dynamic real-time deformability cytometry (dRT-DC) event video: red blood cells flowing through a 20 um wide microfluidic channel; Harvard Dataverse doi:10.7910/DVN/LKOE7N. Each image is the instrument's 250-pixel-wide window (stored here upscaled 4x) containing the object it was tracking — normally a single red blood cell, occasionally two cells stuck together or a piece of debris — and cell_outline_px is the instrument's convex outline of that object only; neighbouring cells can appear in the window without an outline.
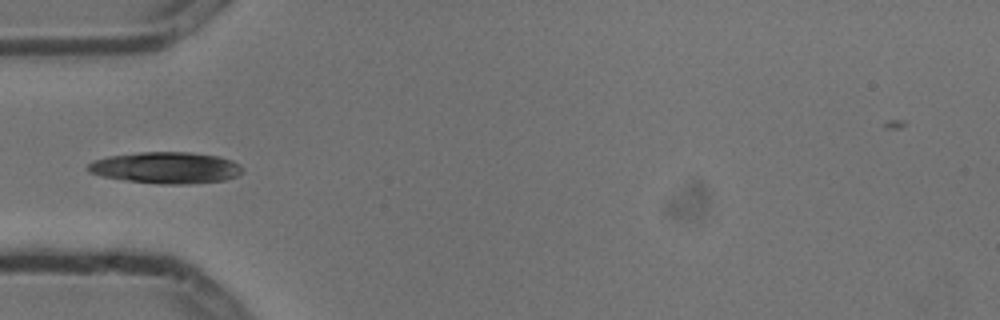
{"species": "common noctule bat (a hibernating species)", "species_latin": "Nyctalus noctula", "temperature_condition": "cold", "stored_images_in_passage": 8, "camera_frame_rate_fps": 3000, "um_per_image_px": 0.085, "animal": {"sex": "male", "body_mass_g": 13.3}, "frame": {"image": 1, "passage_image": 4, "time_ms": 1.0, "image_size_px": [1000, 320], "cell_outline_px": [[244, 172], [236, 176], [224, 180], [188, 184], [160, 184], [128, 180], [104, 176], [88, 172], [88, 164], [96, 160], [108, 156], [140, 152], [188, 152], [220, 156], [232, 160], [240, 164], [244, 168]], "centroid_in_image_um": [14.18, 14.25], "position_along_channel_um": 70.8, "area_um2": 28.26}}
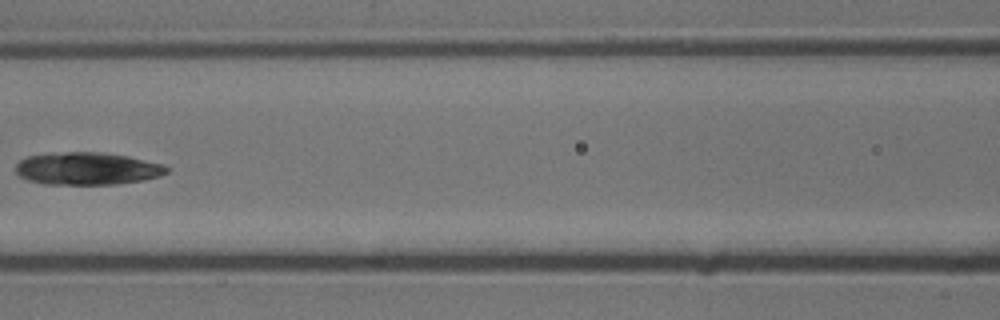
{"frame": {"image": 2, "passage_image": 6, "time_ms": 1.667, "image_size_px": [1000, 320], "cell_outline_px": [[168, 172], [160, 176], [144, 180], [116, 184], [44, 184], [28, 180], [20, 176], [16, 172], [16, 164], [20, 160], [28, 156], [68, 152], [100, 152], [128, 156], [160, 164], [168, 168]], "centroid_in_image_um": [7.4, 14.34], "position_along_channel_um": 159.2, "area_um2": 28.32}}
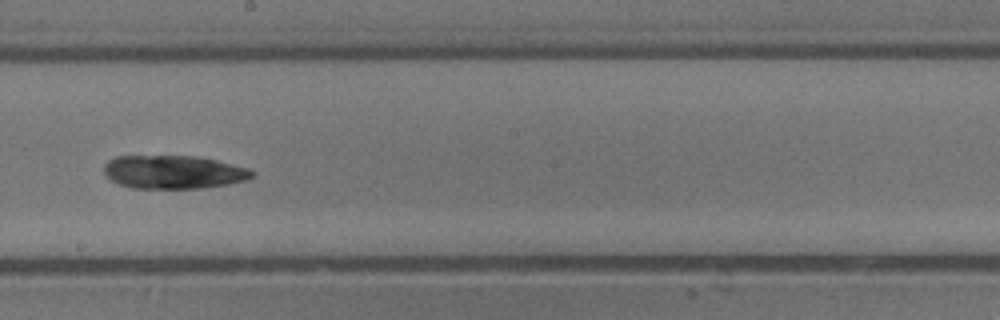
{"frame": {"image": 3, "passage_image": 8, "time_ms": 2.333, "image_size_px": [1000, 320], "cell_outline_px": [[256, 176], [244, 180], [228, 184], [200, 188], [132, 188], [120, 184], [112, 180], [104, 172], [104, 164], [108, 160], [116, 156], [196, 156], [216, 160], [248, 168], [256, 172]], "centroid_in_image_um": [14.76, 14.62], "position_along_channel_um": 233.4, "area_um2": 28.73}}